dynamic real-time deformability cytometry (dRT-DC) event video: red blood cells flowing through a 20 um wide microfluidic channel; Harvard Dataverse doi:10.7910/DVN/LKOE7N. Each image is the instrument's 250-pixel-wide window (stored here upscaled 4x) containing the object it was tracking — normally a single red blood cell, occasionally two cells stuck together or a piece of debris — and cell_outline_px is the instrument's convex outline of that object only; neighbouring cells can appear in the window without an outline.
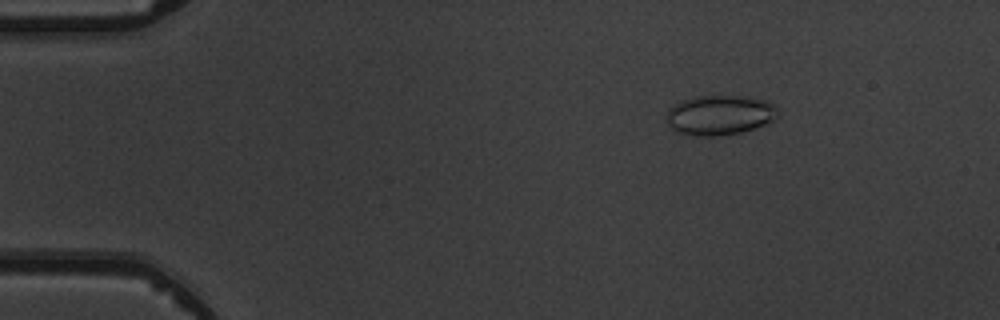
{"species": "common noctule bat (a hibernating species)", "species_latin": "Nyctalus noctula", "temperature_condition": "warm", "stored_images_in_passage": 7, "camera_frame_rate_fps": 3000, "um_per_image_px": 0.085, "animal": {"sex": "male", "body_mass_g": 19.5, "forearm_length_mm": 54.6}, "frame": {"image": 1, "passage_image": 3, "time_ms": 2.333, "image_size_px": [1000, 320], "cell_outline_px": [[776, 120], [740, 132], [712, 136], [696, 136], [680, 132], [672, 128], [668, 124], [668, 108], [680, 100], [692, 96], [740, 96], [764, 100], [776, 104]], "centroid_in_image_um": [61.16, 9.76], "position_along_channel_um": 23.8, "area_um2": 25.61}}
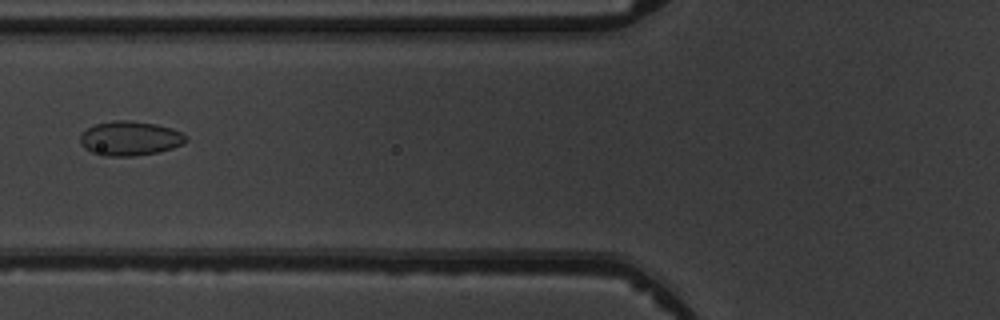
{"frame": {"image": 2, "passage_image": 6, "time_ms": 6.667, "image_size_px": [1000, 320], "cell_outline_px": [[188, 140], [184, 144], [160, 152], [132, 156], [104, 156], [92, 152], [84, 148], [80, 144], [80, 136], [88, 128], [96, 124], [112, 120], [128, 120], [156, 124], [172, 128], [188, 136]], "centroid_in_image_um": [11.07, 11.76], "position_along_channel_um": 114.7, "area_um2": 21.33}}
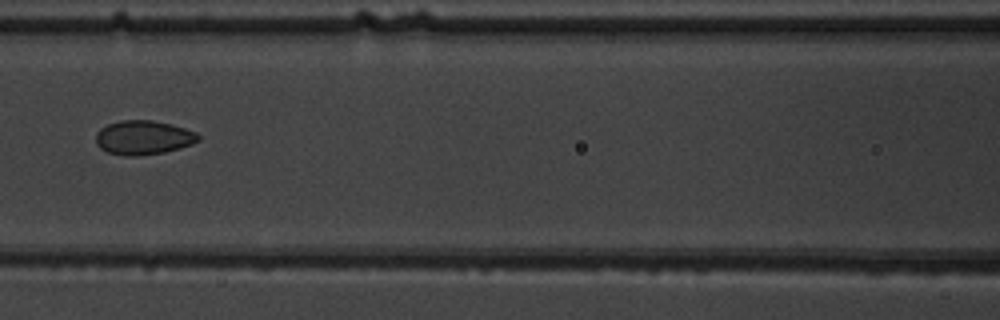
{"frame": {"image": 3, "passage_image": 7, "time_ms": 7.667, "image_size_px": [1000, 320], "cell_outline_px": [[200, 140], [192, 144], [180, 148], [164, 152], [136, 156], [124, 156], [108, 152], [100, 148], [96, 144], [96, 132], [100, 128], [108, 124], [120, 120], [152, 120], [172, 124], [196, 132], [200, 136]], "centroid_in_image_um": [12.18, 11.69], "position_along_channel_um": 154.4, "area_um2": 20.52}}